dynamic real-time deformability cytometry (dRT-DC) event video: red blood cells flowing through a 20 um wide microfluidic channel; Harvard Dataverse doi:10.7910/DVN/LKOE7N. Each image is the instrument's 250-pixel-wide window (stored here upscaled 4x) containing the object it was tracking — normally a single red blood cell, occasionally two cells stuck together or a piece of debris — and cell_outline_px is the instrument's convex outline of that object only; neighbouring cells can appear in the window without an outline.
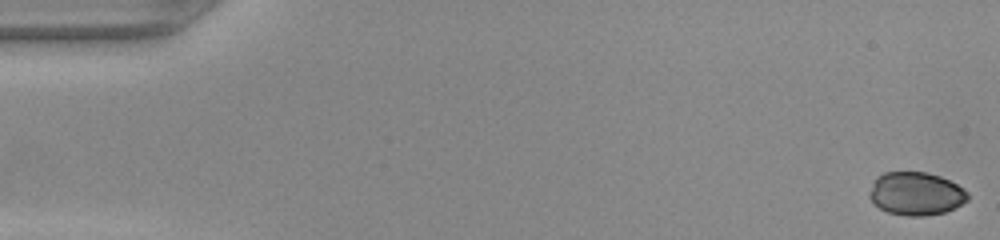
{"species": "common noctule bat (a hibernating species)", "species_latin": "Nyctalus noctula", "temperature_condition": "warm", "stored_images_in_passage": 42, "camera_frame_rate_fps": 3000, "um_per_image_px": 0.085, "animal": {"sex": "female", "body_mass_g": 22.0, "forearm_length_mm": 56.7}, "frame": {"image": 1, "passage_image": 1, "time_ms": 0.0, "image_size_px": [1000, 240], "cell_outline_px": [[968, 200], [944, 212], [924, 216], [908, 216], [888, 212], [880, 208], [868, 196], [872, 184], [876, 176], [884, 172], [924, 172], [940, 176], [964, 188], [968, 192]], "centroid_in_image_um": [77.84, 16.45], "position_along_channel_um": 7.2, "area_um2": 24.57}}
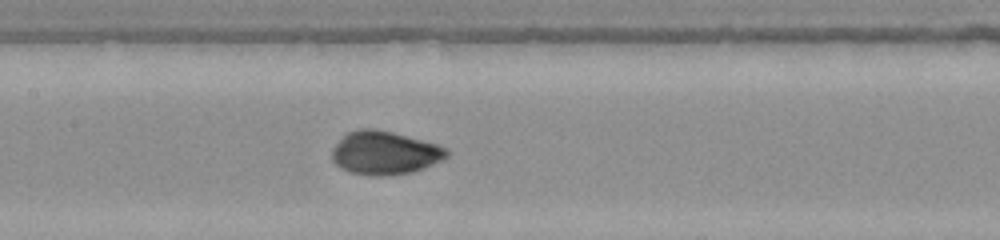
{"frame": {"image": 2, "passage_image": 24, "time_ms": 7.667, "image_size_px": [1000, 240], "cell_outline_px": [[448, 156], [424, 168], [412, 172], [388, 176], [372, 176], [352, 172], [340, 168], [332, 160], [332, 148], [348, 132], [360, 128], [372, 128], [392, 132], [436, 144], [448, 148]], "centroid_in_image_um": [32.69, 13.0], "position_along_channel_um": 174.7, "area_um2": 28.84}}
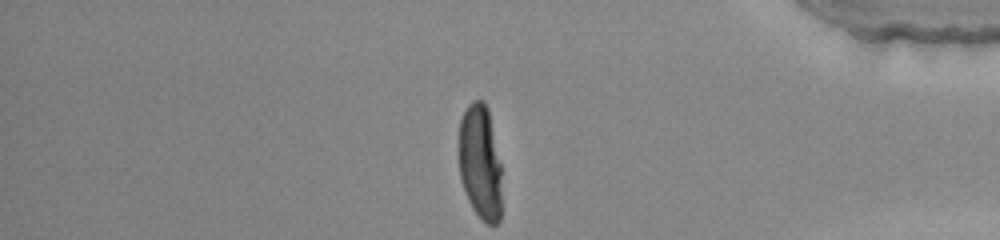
{"frame": {"image": 3, "passage_image": 42, "time_ms": 13.667, "image_size_px": [1000, 240], "cell_outline_px": [[500, 220], [496, 224], [488, 224], [472, 208], [468, 200], [460, 176], [460, 120], [468, 104], [472, 100], [484, 100], [488, 108], [500, 164]], "centroid_in_image_um": [40.81, 13.77], "position_along_channel_um": 394.4, "area_um2": 28.21}}